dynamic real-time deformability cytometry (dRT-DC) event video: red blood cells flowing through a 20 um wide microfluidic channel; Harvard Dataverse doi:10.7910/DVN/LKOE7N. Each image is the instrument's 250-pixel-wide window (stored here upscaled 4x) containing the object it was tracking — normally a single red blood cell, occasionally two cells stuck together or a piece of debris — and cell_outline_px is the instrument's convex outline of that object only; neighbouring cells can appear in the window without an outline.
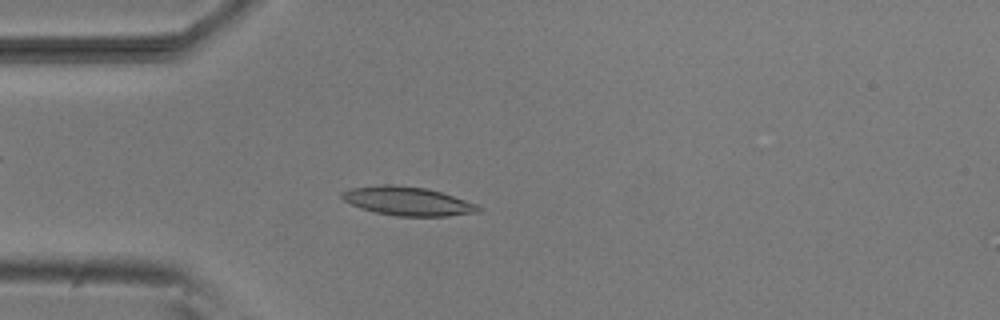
{"species": "common noctule bat (a hibernating species)", "species_latin": "Nyctalus noctula", "temperature_condition": "room temperature", "stored_images_in_passage": 53, "camera_frame_rate_fps": 3000, "um_per_image_px": 0.085, "animal": {"sex": "male", "body_mass_g": 20.5, "forearm_length_mm": 52.5}, "frame": {"image": 1, "passage_image": 14, "time_ms": 4.333, "image_size_px": [1000, 320], "cell_outline_px": [[480, 212], [448, 216], [396, 216], [372, 212], [360, 208], [344, 200], [340, 196], [340, 192], [348, 188], [380, 184], [392, 184], [428, 188], [476, 204], [480, 208]], "centroid_in_image_um": [34.58, 17.09], "position_along_channel_um": 50.4, "area_um2": 23.0}}
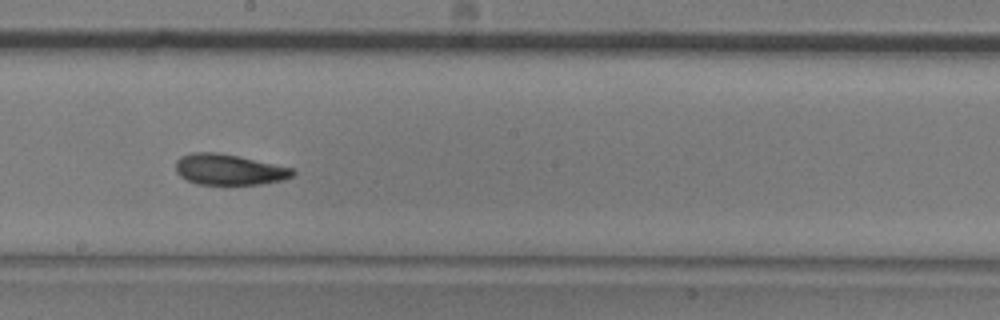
{"frame": {"image": 2, "passage_image": 29, "time_ms": 9.333, "image_size_px": [1000, 320], "cell_outline_px": [[296, 172], [292, 176], [284, 180], [260, 184], [224, 188], [196, 184], [180, 176], [176, 172], [176, 160], [180, 156], [192, 152], [216, 152], [236, 156], [292, 168]], "centroid_in_image_um": [19.42, 14.47], "position_along_channel_um": 228.8, "area_um2": 21.73}}
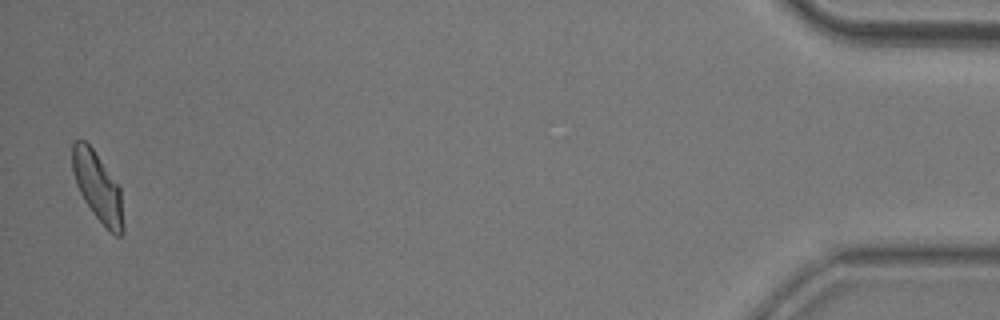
{"frame": {"image": 3, "passage_image": 52, "time_ms": 17.0, "image_size_px": [1000, 320], "cell_outline_px": [[124, 232], [120, 236], [116, 236], [92, 212], [84, 200], [76, 184], [72, 172], [72, 144], [76, 140], [84, 140], [92, 148], [120, 184], [124, 224]], "centroid_in_image_um": [8.32, 15.87], "position_along_channel_um": 426.9, "area_um2": 20.58}, "authors_computed_cell_mechanics": {"area_um2": 21.2126, "velocity_mm_per_s": 3.7806, "shape_relaxation_time_tau1_ms": 5.3185, "shape_relaxation_time_tau2_ms": 2.9761, "deformation_change_tau1": 0.1333, "deformation_change_tau2": 0.0843}}